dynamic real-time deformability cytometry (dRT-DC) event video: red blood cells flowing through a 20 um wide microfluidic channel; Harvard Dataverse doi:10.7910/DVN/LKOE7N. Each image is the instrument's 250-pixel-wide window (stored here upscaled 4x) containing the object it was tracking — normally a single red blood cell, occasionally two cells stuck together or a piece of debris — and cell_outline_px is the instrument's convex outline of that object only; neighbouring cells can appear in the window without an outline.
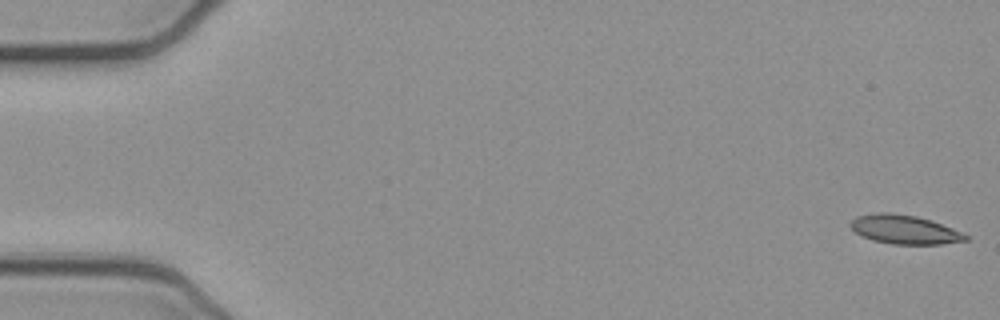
{"species": "common noctule bat (a hibernating species)", "species_latin": "Nyctalus noctula", "temperature_condition": "cold", "stored_images_in_passage": 53, "camera_frame_rate_fps": 3000, "um_per_image_px": 0.085, "animal": {"sex": "female", "body_mass_g": 21.9}, "frame": {"image": 1, "passage_image": 1, "time_ms": 0.0, "image_size_px": [1000, 320], "cell_outline_px": [[968, 240], [940, 244], [892, 244], [872, 240], [860, 236], [848, 224], [856, 216], [876, 212], [888, 212], [916, 216], [932, 220], [952, 228], [968, 236]], "centroid_in_image_um": [76.84, 19.5], "position_along_channel_um": 8.2, "area_um2": 19.42}}
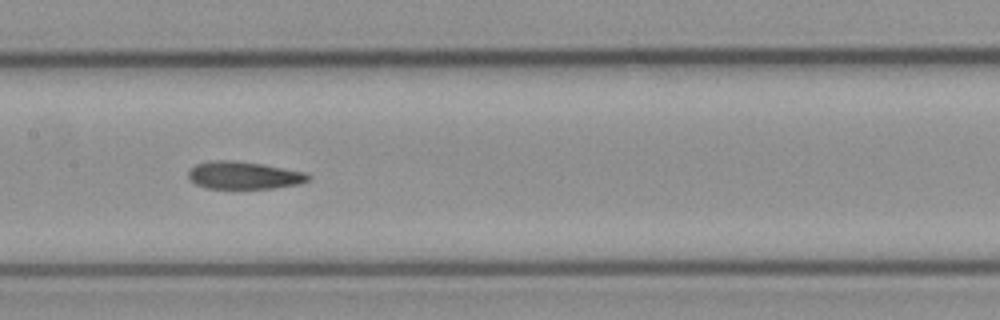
{"frame": {"image": 2, "passage_image": 26, "time_ms": 8.333, "image_size_px": [1000, 320], "cell_outline_px": [[312, 176], [308, 180], [300, 184], [272, 188], [204, 188], [188, 180], [188, 172], [196, 164], [208, 160], [232, 160], [264, 164], [304, 172]], "centroid_in_image_um": [20.7, 14.89], "position_along_channel_um": 186.7, "area_um2": 19.36}}
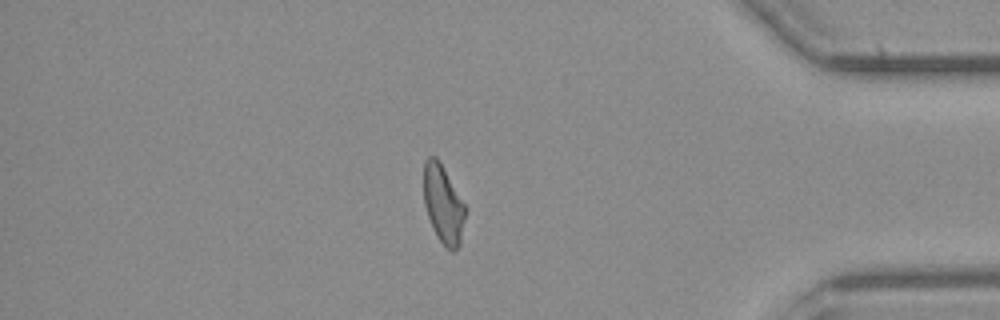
{"frame": {"image": 3, "passage_image": 45, "time_ms": 14.667, "image_size_px": [1000, 320], "cell_outline_px": [[464, 220], [460, 244], [452, 252], [436, 236], [432, 228], [424, 204], [424, 160], [428, 156], [436, 156], [440, 160], [464, 204]], "centroid_in_image_um": [37.64, 17.32], "position_along_channel_um": 397.6, "area_um2": 18.73}, "authors_computed_cell_mechanics": {"area_um2": 19.652, "velocity_mm_per_s": 3.8774, "shape_relaxation_time_tau1_ms": null, "shape_relaxation_time_tau2_ms": 3.6703, "deformation_change_tau1": null, "deformation_change_tau2": 0.1255}}